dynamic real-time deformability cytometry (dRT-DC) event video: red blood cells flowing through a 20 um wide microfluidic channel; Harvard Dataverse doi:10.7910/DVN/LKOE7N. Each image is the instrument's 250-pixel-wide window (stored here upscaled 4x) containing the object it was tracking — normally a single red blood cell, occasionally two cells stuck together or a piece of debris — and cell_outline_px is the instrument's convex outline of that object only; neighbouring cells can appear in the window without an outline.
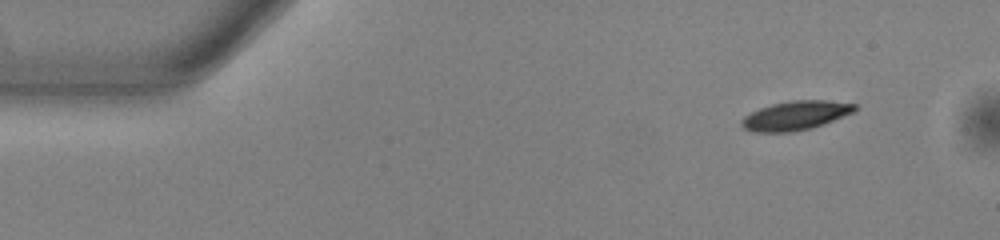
{"species": "common noctule bat (a hibernating species)", "species_latin": "Nyctalus noctula", "temperature_condition": "warm", "stored_images_in_passage": 49, "camera_frame_rate_fps": 3000, "um_per_image_px": 0.085, "animal": {"sex": "male", "body_mass_g": 13.0, "forearm_length_mm": 53.1}, "frame": {"image": 1, "passage_image": 1, "time_ms": 0.0, "image_size_px": [1000, 240], "cell_outline_px": [[856, 112], [812, 128], [792, 132], [752, 132], [744, 128], [740, 124], [740, 120], [744, 116], [760, 108], [772, 104], [792, 100], [828, 100], [856, 104]], "centroid_in_image_um": [67.63, 9.82], "position_along_channel_um": 17.4, "area_um2": 19.31}}
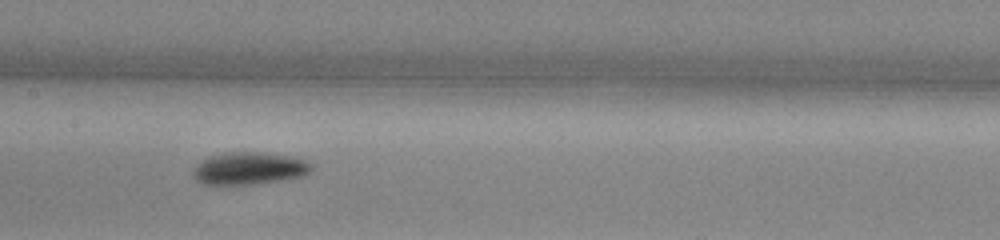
{"frame": {"image": 2, "passage_image": 22, "time_ms": 7.0, "image_size_px": [1000, 240], "cell_outline_px": [[312, 168], [308, 172], [300, 176], [284, 180], [256, 184], [216, 188], [204, 184], [196, 180], [192, 176], [192, 172], [200, 160], [212, 156], [228, 152], [260, 152], [292, 156], [308, 160]], "centroid_in_image_um": [21.11, 14.36], "position_along_channel_um": 186.3, "area_um2": 23.06}}
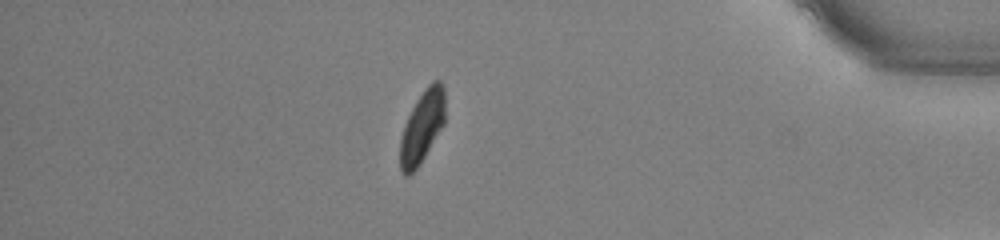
{"frame": {"image": 3, "passage_image": 42, "time_ms": 13.667, "image_size_px": [1000, 240], "cell_outline_px": [[444, 124], [420, 164], [408, 176], [404, 176], [400, 172], [400, 136], [404, 124], [416, 100], [424, 88], [432, 80], [440, 80], [444, 88]], "centroid_in_image_um": [35.86, 10.78], "position_along_channel_um": 399.3, "area_um2": 19.02}, "authors_computed_cell_mechanics": {"area_um2": 19.8254, "velocity_mm_per_s": 3.8233, "shape_relaxation_time_tau1_ms": 2.6582, "shape_relaxation_time_tau2_ms": null, "deformation_change_tau1": 0.1152, "deformation_change_tau2": null}}